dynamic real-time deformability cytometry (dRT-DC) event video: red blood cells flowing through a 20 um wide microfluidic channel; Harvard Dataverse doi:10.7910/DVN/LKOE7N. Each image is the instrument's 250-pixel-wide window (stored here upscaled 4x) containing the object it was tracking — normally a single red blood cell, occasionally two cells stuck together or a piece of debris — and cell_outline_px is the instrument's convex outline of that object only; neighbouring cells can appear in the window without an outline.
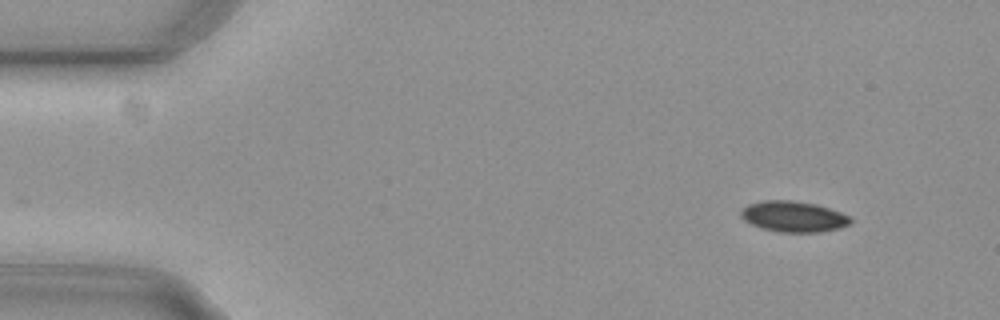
{"species": "common noctule bat (a hibernating species)", "species_latin": "Nyctalus noctula", "temperature_condition": "cold", "stored_images_in_passage": 16, "camera_frame_rate_fps": 3000, "um_per_image_px": 0.085, "animal": {"sex": "female", "body_mass_g": 29.2, "forearm_length_mm": 56.3}, "frame": {"image": 1, "passage_image": 1, "time_ms": 0.0, "image_size_px": [1000, 320], "cell_outline_px": [[852, 224], [820, 232], [780, 232], [760, 228], [744, 220], [740, 216], [740, 212], [748, 204], [764, 200], [792, 200], [816, 204], [840, 212], [848, 216], [852, 220]], "centroid_in_image_um": [67.43, 18.4], "position_along_channel_um": 17.6, "area_um2": 19.59}}
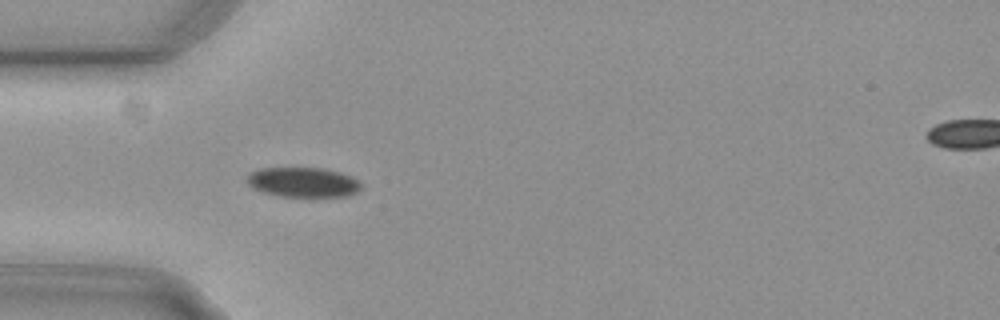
{"frame": {"image": 2, "passage_image": 12, "time_ms": 3.667, "image_size_px": [1000, 320], "cell_outline_px": [[360, 188], [356, 192], [348, 196], [312, 200], [280, 196], [260, 192], [252, 188], [244, 180], [252, 172], [260, 168], [324, 168], [340, 172], [352, 176], [360, 184]], "centroid_in_image_um": [25.76, 15.55], "position_along_channel_um": 59.2, "area_um2": 20.81}}
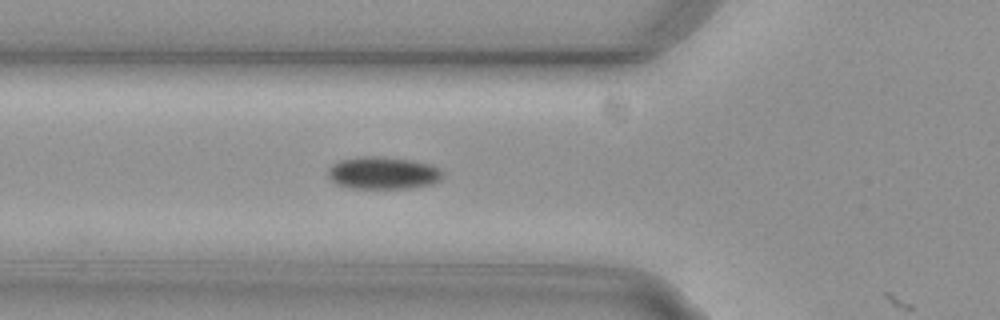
{"frame": {"image": 3, "passage_image": 15, "time_ms": 4.667, "image_size_px": [1000, 320], "cell_outline_px": [[444, 172], [440, 180], [432, 184], [408, 188], [348, 188], [336, 184], [328, 176], [328, 168], [332, 164], [340, 160], [364, 156], [380, 156], [412, 160], [432, 164], [440, 168]], "centroid_in_image_um": [32.57, 14.7], "position_along_channel_um": 93.2, "area_um2": 21.85}}